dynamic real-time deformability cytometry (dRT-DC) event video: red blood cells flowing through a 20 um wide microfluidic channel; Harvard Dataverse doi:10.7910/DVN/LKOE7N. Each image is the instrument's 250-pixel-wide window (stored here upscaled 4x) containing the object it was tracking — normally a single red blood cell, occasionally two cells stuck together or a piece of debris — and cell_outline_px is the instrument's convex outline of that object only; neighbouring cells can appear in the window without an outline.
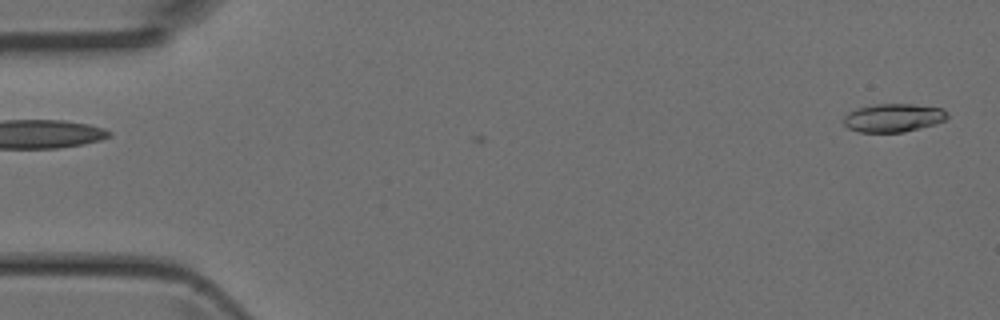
{"species": "Egyptian fruit bat (a non-hibernating species)", "species_latin": "Rousettus aegyptiacus", "temperature_condition": "room temperature", "stored_images_in_passage": 4, "segment_of_instrument_passage": [2, 2], "camera_frame_rate_fps": 3000, "um_per_image_px": 0.085, "animal": {"sex": "female"}, "frame": {"image": 1, "passage_image": 4, "time_ms": 1.0, "image_size_px": [1000, 320], "cell_outline_px": [[948, 120], [936, 124], [904, 132], [860, 132], [848, 128], [844, 124], [844, 116], [848, 112], [856, 108], [876, 104], [912, 104], [944, 108], [948, 112]], "centroid_in_image_um": [75.98, 10.01], "position_along_channel_um": 9.0, "area_um2": 17.34}}